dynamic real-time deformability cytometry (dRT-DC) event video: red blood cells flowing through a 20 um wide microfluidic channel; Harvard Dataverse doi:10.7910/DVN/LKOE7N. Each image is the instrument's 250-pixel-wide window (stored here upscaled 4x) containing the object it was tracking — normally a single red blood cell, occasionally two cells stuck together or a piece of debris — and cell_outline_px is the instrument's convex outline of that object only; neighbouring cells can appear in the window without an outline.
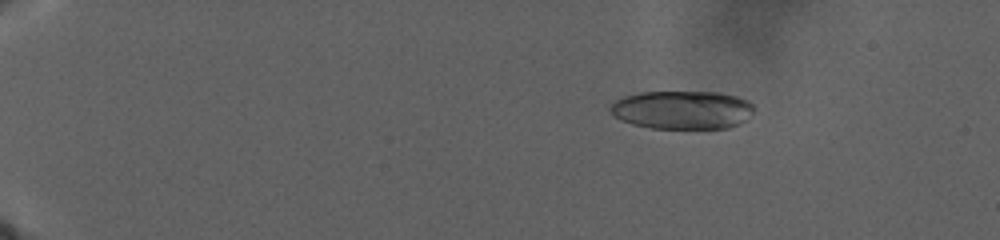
{"species": "human", "species_latin": "Homo sapiens", "temperature_condition": "warm", "stored_images_in_passage": 75, "camera_frame_rate_fps": 3000, "um_per_image_px": 0.085, "donor": {"sex": "male"}, "frame": {"image": 1, "passage_image": 8, "time_ms": 3.667, "image_size_px": [1000, 240], "cell_outline_px": [[752, 112], [740, 124], [728, 128], [652, 128], [632, 124], [620, 120], [608, 108], [616, 100], [624, 96], [640, 92], [720, 92], [736, 96], [748, 100], [752, 104]], "centroid_in_image_um": [57.98, 9.33], "position_along_channel_um": 27.0, "area_um2": 32.08}}
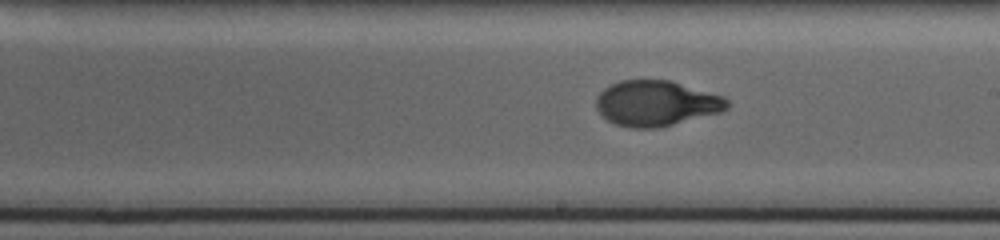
{"frame": {"image": 2, "passage_image": 44, "time_ms": 21.0, "image_size_px": [1000, 240], "cell_outline_px": [[728, 108], [720, 112], [656, 128], [628, 128], [616, 124], [608, 120], [596, 108], [596, 96], [604, 88], [620, 80], [672, 80], [724, 96], [728, 100]], "centroid_in_image_um": [55.78, 8.77], "position_along_channel_um": 233.2, "area_um2": 34.62}}
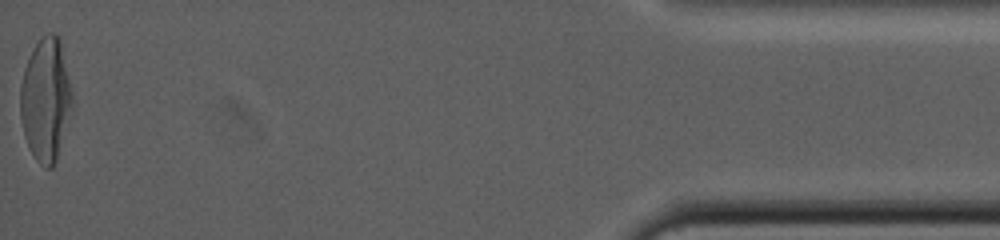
{"frame": {"image": 3, "passage_image": 75, "time_ms": 34.667, "image_size_px": [1000, 240], "cell_outline_px": [[72, 104], [56, 160], [52, 168], [44, 168], [36, 160], [28, 148], [24, 136], [20, 116], [20, 84], [24, 68], [32, 48], [48, 32], [52, 32], [60, 36], [72, 92]], "centroid_in_image_um": [3.86, 8.45], "position_along_channel_um": 431.3, "area_um2": 37.22}}